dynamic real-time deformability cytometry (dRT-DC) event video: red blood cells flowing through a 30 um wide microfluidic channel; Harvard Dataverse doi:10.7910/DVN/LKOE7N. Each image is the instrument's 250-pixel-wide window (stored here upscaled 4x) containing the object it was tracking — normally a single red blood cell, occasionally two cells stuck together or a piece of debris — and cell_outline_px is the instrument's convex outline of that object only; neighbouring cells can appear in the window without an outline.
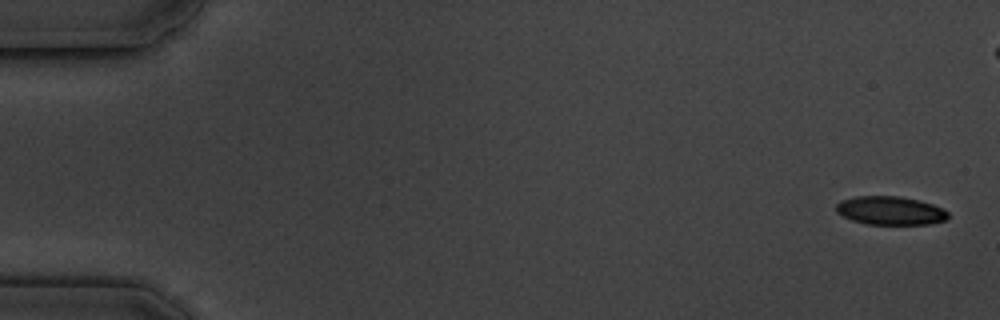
{"species": "common noctule bat (a hibernating species)", "species_latin": "Nyctalus noctula", "temperature_condition": "cold", "stored_images_in_passage": 6, "camera_frame_rate_fps": 3000, "um_per_image_px": 0.085, "animal": {"sex": "male", "body_mass_g": 19.5, "forearm_length_mm": 54.6}, "frame": {"image": 1, "passage_image": 1, "time_ms": 0.0, "image_size_px": [1000, 320], "cell_outline_px": [[948, 216], [944, 220], [928, 224], [868, 224], [852, 220], [836, 212], [836, 204], [840, 200], [856, 196], [900, 196], [920, 200], [932, 204], [948, 212]], "centroid_in_image_um": [75.64, 17.89], "position_along_channel_um": 9.4, "area_um2": 18.5}}
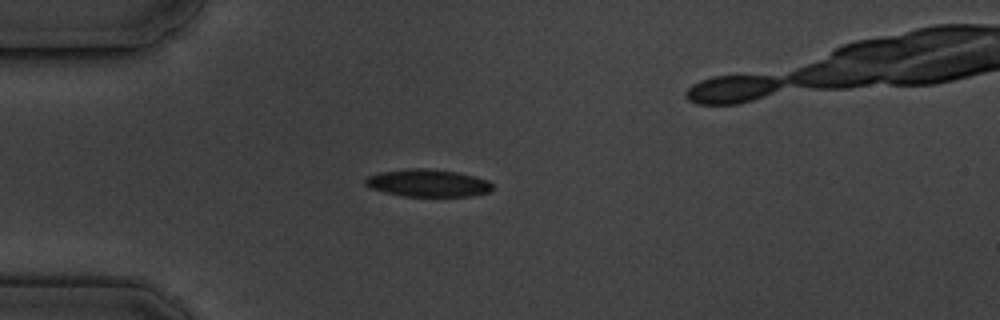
{"frame": {"image": 2, "passage_image": 5, "time_ms": 4.667, "image_size_px": [1000, 320], "cell_outline_px": [[492, 192], [472, 196], [404, 196], [372, 188], [364, 184], [364, 180], [368, 176], [380, 172], [408, 168], [428, 168], [456, 172], [476, 176], [488, 180], [492, 184]], "centroid_in_image_um": [36.42, 15.55], "position_along_channel_um": 48.6, "area_um2": 20.35}}